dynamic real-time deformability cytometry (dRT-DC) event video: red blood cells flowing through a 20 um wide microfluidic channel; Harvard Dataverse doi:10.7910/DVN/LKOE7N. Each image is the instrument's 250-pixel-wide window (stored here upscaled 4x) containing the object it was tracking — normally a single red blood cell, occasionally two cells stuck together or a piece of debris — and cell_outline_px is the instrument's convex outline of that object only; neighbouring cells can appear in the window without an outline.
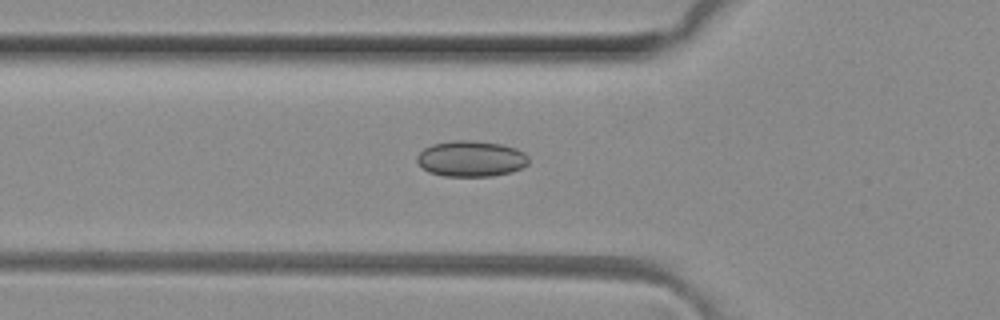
{"species": "common noctule bat (a hibernating species)", "species_latin": "Nyctalus noctula", "temperature_condition": "room temperature", "stored_images_in_passage": 38, "camera_frame_rate_fps": 3000, "um_per_image_px": 0.085, "animal": {"sex": "female", "body_mass_g": 29.2, "forearm_length_mm": 56.3}, "frame": {"image": 1, "passage_image": 10, "time_ms": 3.0, "image_size_px": [1000, 320], "cell_outline_px": [[528, 164], [524, 168], [512, 172], [492, 176], [444, 176], [428, 172], [416, 160], [416, 156], [424, 148], [432, 144], [452, 140], [472, 140], [500, 144], [516, 148], [524, 152], [528, 156]], "centroid_in_image_um": [40.06, 13.49], "position_along_channel_um": 85.7, "area_um2": 23.52}}
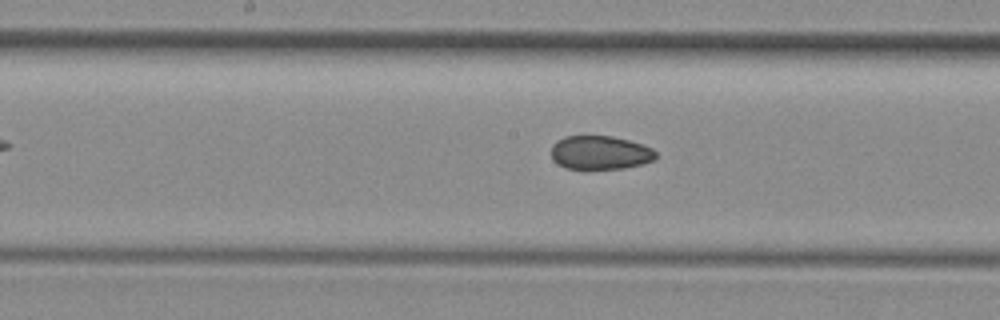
{"frame": {"image": 2, "passage_image": 18, "time_ms": 5.667, "image_size_px": [1000, 320], "cell_outline_px": [[656, 160], [624, 168], [584, 172], [564, 168], [556, 164], [552, 160], [552, 144], [556, 140], [564, 136], [612, 136], [628, 140], [652, 148], [656, 152]], "centroid_in_image_um": [50.95, 13.02], "position_along_channel_um": 197.3, "area_um2": 21.39}}
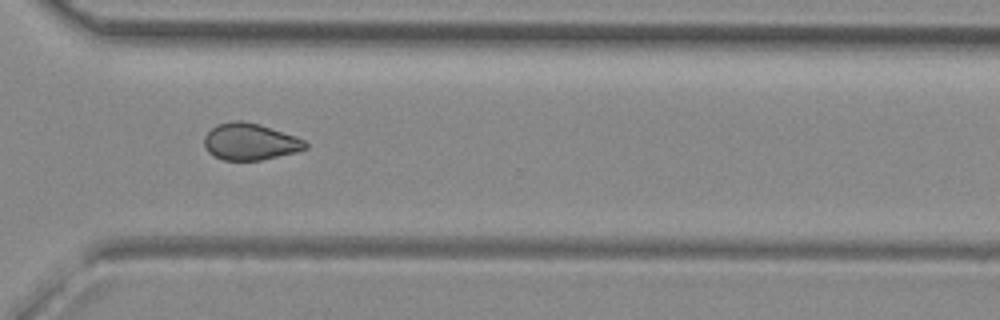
{"frame": {"image": 3, "passage_image": 29, "time_ms": 9.333, "image_size_px": [1000, 320], "cell_outline_px": [[308, 148], [296, 152], [260, 160], [224, 160], [208, 152], [204, 144], [204, 136], [216, 124], [232, 120], [240, 120], [260, 124], [296, 136], [304, 140], [308, 144]], "centroid_in_image_um": [21.26, 12.03], "position_along_channel_um": 349.3, "area_um2": 21.68}, "authors_computed_cell_mechanics": {"area_um2": 21.8484, "velocity_mm_per_s": 4.1563, "shape_relaxation_time_tau1_ms": null, "shape_relaxation_time_tau2_ms": 3.2696, "deformation_change_tau1": null, "deformation_change_tau2": 0.0818}}